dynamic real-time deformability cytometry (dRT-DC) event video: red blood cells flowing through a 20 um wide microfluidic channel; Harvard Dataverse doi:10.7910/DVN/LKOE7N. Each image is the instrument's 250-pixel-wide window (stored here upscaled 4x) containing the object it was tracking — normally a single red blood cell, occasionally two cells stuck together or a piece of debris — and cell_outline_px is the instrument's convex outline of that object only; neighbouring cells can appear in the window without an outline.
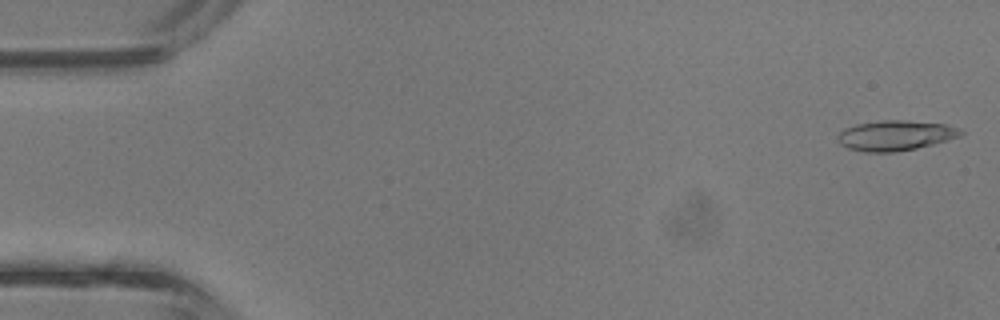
{"species": "common noctule bat (a hibernating species)", "species_latin": "Nyctalus noctula", "temperature_condition": "room temperature", "stored_images_in_passage": 4, "camera_frame_rate_fps": 3000, "um_per_image_px": 0.085, "animal": {"sex": "male", "body_mass_g": 13.3}, "frame": {"image": 1, "passage_image": 1, "time_ms": 0.0, "image_size_px": [1000, 320], "cell_outline_px": [[964, 132], [960, 136], [948, 140], [916, 148], [896, 152], [864, 152], [848, 148], [840, 144], [836, 140], [836, 136], [844, 128], [856, 124], [880, 120], [904, 120], [944, 124], [956, 128]], "centroid_in_image_um": [76.05, 11.52], "position_along_channel_um": 9.0, "area_um2": 21.62}}